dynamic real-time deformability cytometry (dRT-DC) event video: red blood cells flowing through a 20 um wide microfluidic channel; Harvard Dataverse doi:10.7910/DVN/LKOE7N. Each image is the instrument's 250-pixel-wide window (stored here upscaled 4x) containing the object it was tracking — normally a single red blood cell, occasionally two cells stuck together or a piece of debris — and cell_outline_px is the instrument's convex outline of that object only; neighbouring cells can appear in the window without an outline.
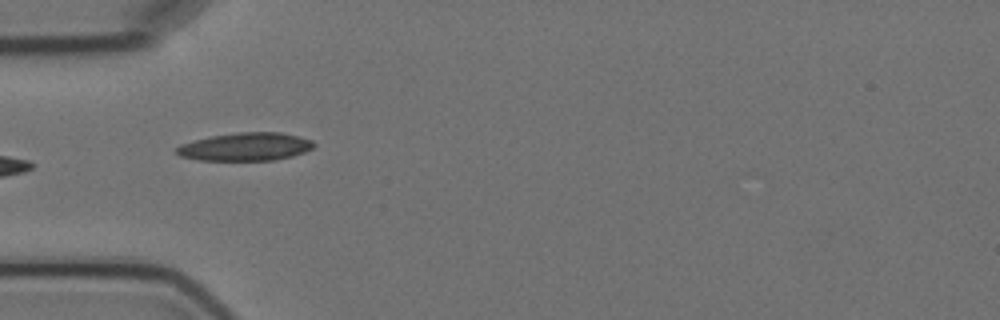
{"species": "Egyptian fruit bat (a non-hibernating species)", "species_latin": "Rousettus aegyptiacus", "temperature_condition": "cold", "stored_images_in_passage": 7, "camera_frame_rate_fps": 3000, "um_per_image_px": 0.085, "animal": {"sex": "female"}, "frame": {"image": 1, "passage_image": 6, "time_ms": 6.333, "image_size_px": [1000, 320], "cell_outline_px": [[316, 144], [312, 148], [304, 152], [292, 156], [272, 160], [200, 160], [180, 156], [176, 152], [176, 148], [180, 144], [212, 136], [236, 132], [280, 132], [300, 136], [312, 140]], "centroid_in_image_um": [20.89, 12.46], "position_along_channel_um": 64.1, "area_um2": 22.37}}
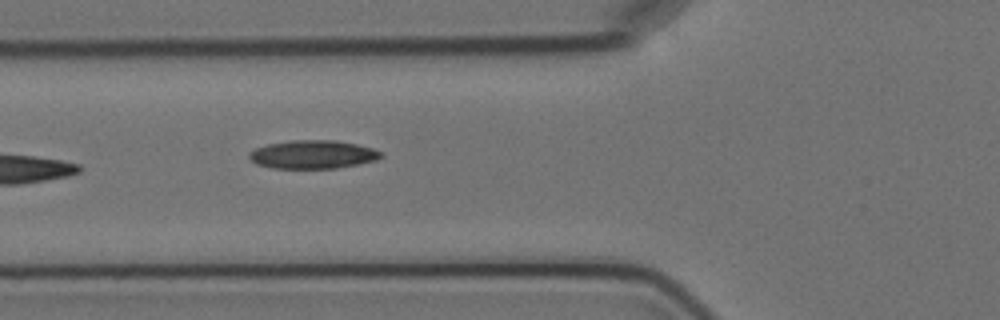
{"frame": {"image": 2, "passage_image": 7, "time_ms": 7.333, "image_size_px": [1000, 320], "cell_outline_px": [[384, 156], [376, 160], [336, 168], [272, 168], [256, 164], [248, 156], [248, 152], [256, 148], [268, 144], [292, 140], [336, 140], [356, 144], [372, 148], [384, 152]], "centroid_in_image_um": [26.6, 13.12], "position_along_channel_um": 99.2, "area_um2": 21.79}}